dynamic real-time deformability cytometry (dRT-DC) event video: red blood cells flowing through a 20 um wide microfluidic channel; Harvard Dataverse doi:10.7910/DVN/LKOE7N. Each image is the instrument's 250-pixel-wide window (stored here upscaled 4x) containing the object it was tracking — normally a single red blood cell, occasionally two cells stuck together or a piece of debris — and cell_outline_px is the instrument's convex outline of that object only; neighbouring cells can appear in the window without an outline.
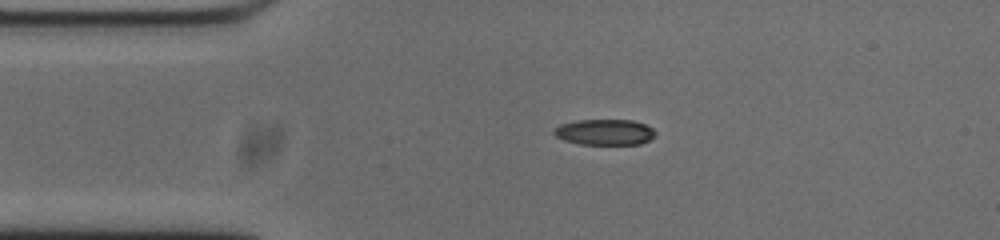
{"species": "common noctule bat (a hibernating species)", "species_latin": "Nyctalus noctula", "temperature_condition": "cold", "stored_images_in_passage": 44, "camera_frame_rate_fps": 3000, "um_per_image_px": 0.085, "animal": {"sex": "male", "body_mass_g": 20.0, "forearm_length_mm": 53.3}, "frame": {"image": 1, "passage_image": 1, "time_ms": 0.0, "image_size_px": [1000, 240], "cell_outline_px": [[656, 136], [640, 144], [580, 144], [564, 140], [556, 136], [552, 132], [560, 124], [576, 120], [632, 120], [644, 124], [652, 128], [656, 132]], "centroid_in_image_um": [51.41, 11.23], "position_along_channel_um": 33.6, "area_um2": 15.2}}
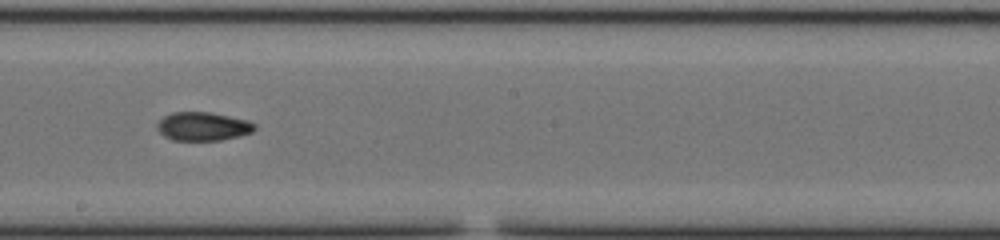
{"frame": {"image": 2, "passage_image": 19, "time_ms": 6.0, "image_size_px": [1000, 240], "cell_outline_px": [[256, 128], [252, 132], [240, 136], [220, 140], [172, 140], [164, 136], [156, 128], [156, 124], [164, 116], [172, 112], [208, 112], [248, 120], [256, 124]], "centroid_in_image_um": [17.25, 10.74], "position_along_channel_um": 231.0, "area_um2": 16.24}}
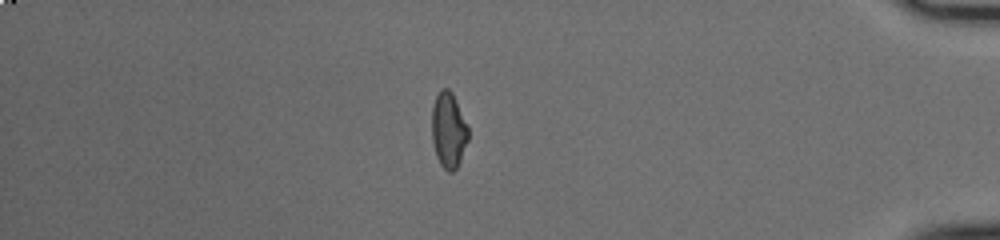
{"frame": {"image": 3, "passage_image": 36, "time_ms": 11.667, "image_size_px": [1000, 240], "cell_outline_px": [[468, 140], [460, 160], [456, 168], [452, 172], [448, 172], [440, 164], [436, 156], [432, 140], [432, 104], [440, 88], [448, 88], [452, 92], [468, 128]], "centroid_in_image_um": [38.1, 11.05], "position_along_channel_um": 397.1, "area_um2": 15.95}, "authors_computed_cell_mechanics": {"area_um2": 16.2418, "velocity_mm_per_s": 3.7479, "shape_relaxation_time_tau1_ms": null, "shape_relaxation_time_tau2_ms": 2.1964, "deformation_change_tau1": null, "deformation_change_tau2": 0.07}}